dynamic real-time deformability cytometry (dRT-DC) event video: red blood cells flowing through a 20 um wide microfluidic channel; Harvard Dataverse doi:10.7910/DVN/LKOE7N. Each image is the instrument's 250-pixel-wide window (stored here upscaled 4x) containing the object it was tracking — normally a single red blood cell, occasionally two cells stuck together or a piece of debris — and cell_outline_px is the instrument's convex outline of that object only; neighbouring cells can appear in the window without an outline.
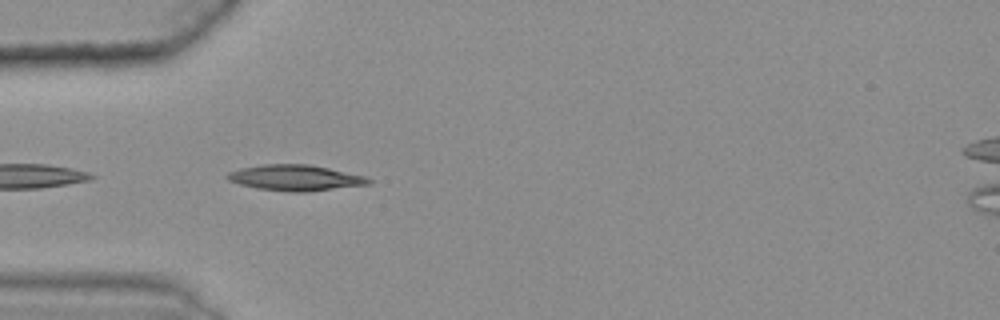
{"species": "common noctule bat (a hibernating species)", "species_latin": "Nyctalus noctula", "temperature_condition": "warm", "stored_images_in_passage": 8, "camera_frame_rate_fps": 3000, "um_per_image_px": 0.085, "animal": {"sex": "female", "body_mass_g": 25.1}, "frame": {"image": 1, "passage_image": 2, "time_ms": 0.333, "image_size_px": [1000, 320], "cell_outline_px": [[372, 184], [308, 192], [288, 192], [256, 188], [240, 184], [228, 180], [224, 176], [228, 172], [240, 168], [260, 164], [308, 164], [328, 168], [364, 176], [372, 180]], "centroid_in_image_um": [25.08, 15.12], "position_along_channel_um": 59.9, "area_um2": 21.39}}
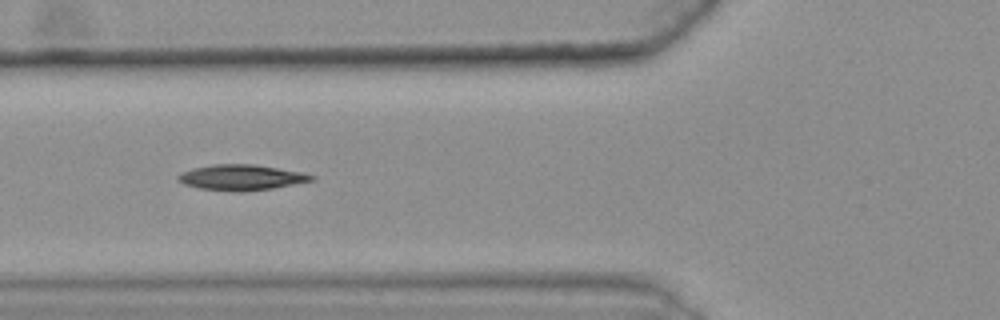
{"frame": {"image": 2, "passage_image": 6, "time_ms": 1.667, "image_size_px": [1000, 320], "cell_outline_px": [[316, 176], [312, 180], [272, 188], [244, 192], [236, 192], [200, 188], [184, 184], [176, 176], [192, 168], [212, 164], [256, 164], [300, 172]], "centroid_in_image_um": [20.49, 15.08], "position_along_channel_um": 105.3, "area_um2": 19.65}}